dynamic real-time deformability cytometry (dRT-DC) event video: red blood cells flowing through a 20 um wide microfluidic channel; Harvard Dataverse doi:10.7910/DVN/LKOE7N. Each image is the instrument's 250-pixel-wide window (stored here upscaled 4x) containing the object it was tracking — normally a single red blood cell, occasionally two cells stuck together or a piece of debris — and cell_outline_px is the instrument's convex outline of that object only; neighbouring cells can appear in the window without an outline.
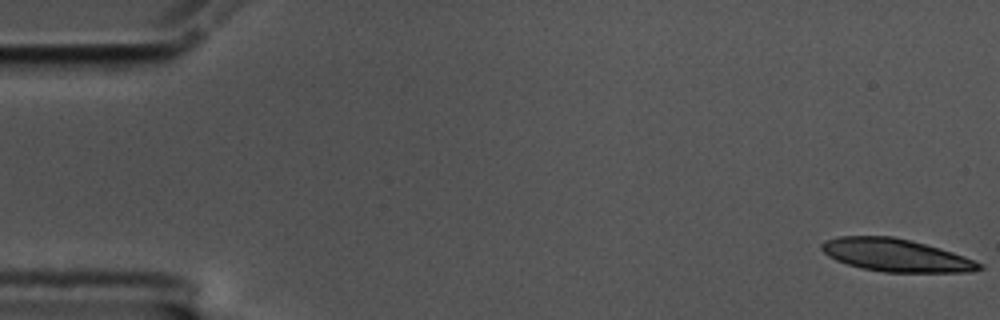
{"species": "common noctule bat (a hibernating species)", "species_latin": "Nyctalus noctula", "temperature_condition": "cold", "stored_images_in_passage": 39, "segment_of_instrument_passage": [1, 2], "camera_frame_rate_fps": 3000, "um_per_image_px": 0.085, "animal": {"sex": "male", "body_mass_g": 17.5, "forearm_length_mm": 52.3}, "frame": {"image": 1, "passage_image": 1, "time_ms": 0.0, "image_size_px": [1000, 320], "cell_outline_px": [[984, 268], [972, 272], [884, 272], [864, 268], [848, 264], [836, 260], [828, 256], [820, 248], [820, 244], [824, 240], [840, 236], [892, 236], [912, 240], [940, 248], [964, 256], [984, 264]], "centroid_in_image_um": [76.17, 21.69], "position_along_channel_um": 8.8, "area_um2": 30.11}}